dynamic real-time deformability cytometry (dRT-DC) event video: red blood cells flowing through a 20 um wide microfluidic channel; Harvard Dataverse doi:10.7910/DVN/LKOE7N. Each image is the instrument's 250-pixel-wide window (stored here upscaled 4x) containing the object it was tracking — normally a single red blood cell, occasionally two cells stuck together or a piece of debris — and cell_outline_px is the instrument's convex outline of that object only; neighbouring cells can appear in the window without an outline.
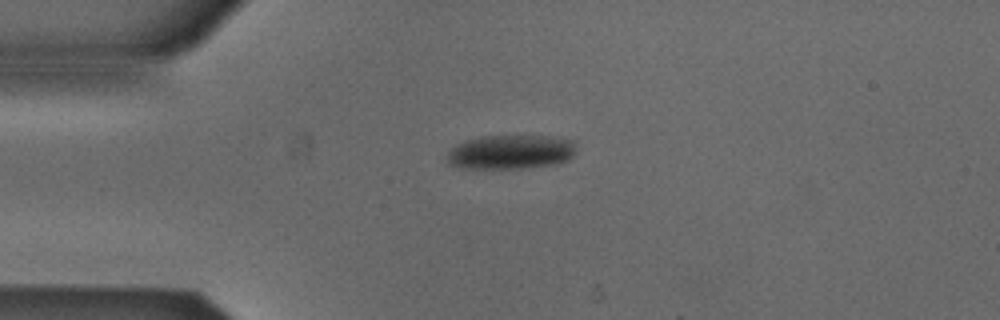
{"species": "Egyptian fruit bat (a non-hibernating species)", "species_latin": "Rousettus aegyptiacus", "temperature_condition": "cold", "stored_images_in_passage": 41, "camera_frame_rate_fps": 3000, "um_per_image_px": 0.085, "animal": {"sex": "male"}, "frame": {"image": 1, "passage_image": 1, "time_ms": 0.0, "image_size_px": [1000, 320], "cell_outline_px": [[572, 156], [568, 160], [552, 164], [520, 168], [468, 168], [452, 164], [448, 160], [448, 152], [456, 144], [464, 140], [480, 136], [548, 136], [572, 140]], "centroid_in_image_um": [43.36, 12.9], "position_along_channel_um": 41.6, "area_um2": 25.2}}
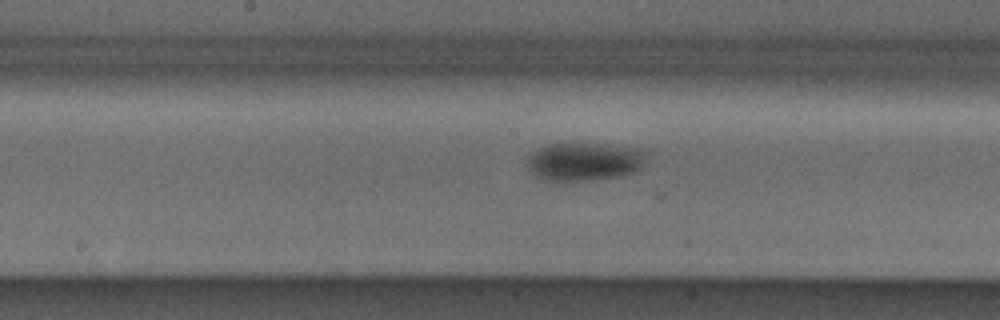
{"frame": {"image": 2, "passage_image": 15, "time_ms": 4.667, "image_size_px": [1000, 320], "cell_outline_px": [[648, 152], [640, 168], [632, 172], [616, 176], [592, 180], [548, 180], [536, 176], [528, 168], [528, 156], [532, 152], [548, 144], [608, 144], [644, 148]], "centroid_in_image_um": [49.71, 13.71], "position_along_channel_um": 198.5, "area_um2": 26.36}}
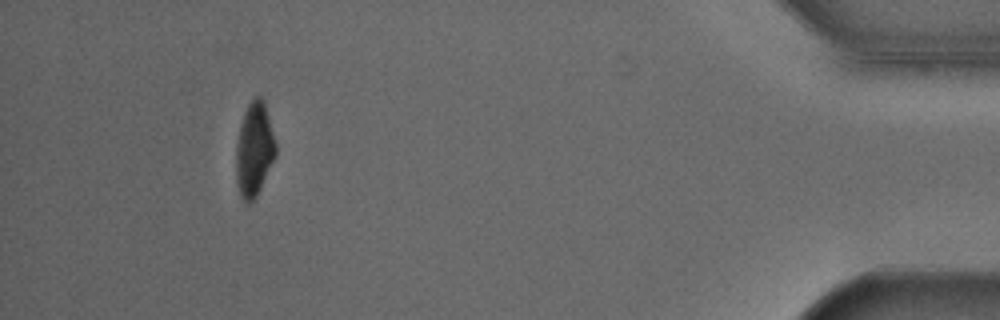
{"frame": {"image": 3, "passage_image": 37, "time_ms": 12.0, "image_size_px": [1000, 320], "cell_outline_px": [[276, 156], [256, 196], [248, 204], [240, 196], [236, 180], [236, 148], [240, 124], [244, 112], [248, 104], [256, 96], [260, 96], [264, 100], [276, 144]], "centroid_in_image_um": [21.61, 12.69], "position_along_channel_um": 413.6, "area_um2": 21.56}, "authors_computed_cell_mechanics": {"area_um2": 26.1256, "velocity_mm_per_s": 3.8654, "shape_relaxation_time_tau1_ms": 2.6753, "shape_relaxation_time_tau2_ms": null, "deformation_change_tau1": 0.104, "deformation_change_tau2": null}}